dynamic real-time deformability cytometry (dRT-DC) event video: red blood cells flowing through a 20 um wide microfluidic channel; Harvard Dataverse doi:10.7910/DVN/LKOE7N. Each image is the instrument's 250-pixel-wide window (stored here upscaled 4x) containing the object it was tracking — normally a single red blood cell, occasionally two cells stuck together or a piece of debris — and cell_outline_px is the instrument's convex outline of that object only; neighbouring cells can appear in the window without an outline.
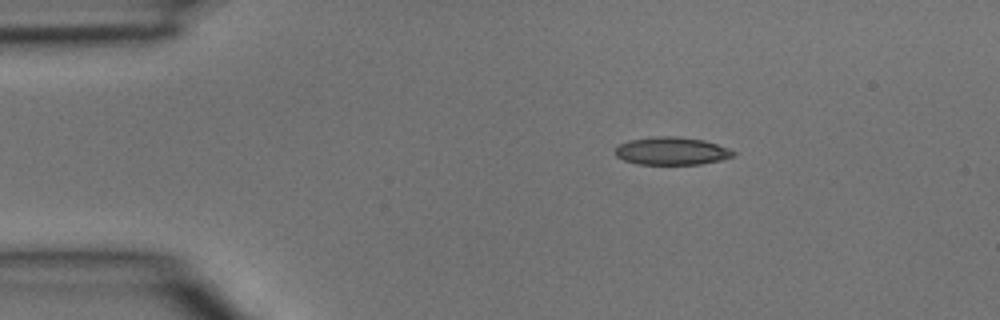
{"species": "common noctule bat (a hibernating species)", "species_latin": "Nyctalus noctula", "temperature_condition": "room temperature", "stored_images_in_passage": 2, "camera_frame_rate_fps": 3000, "um_per_image_px": 0.085, "animal": {"sex": "male", "body_mass_g": 15.6}, "frame": {"image": 1, "passage_image": 1, "time_ms": 0.0, "image_size_px": [1000, 320], "cell_outline_px": [[736, 156], [720, 160], [700, 164], [636, 164], [624, 160], [616, 156], [616, 148], [620, 144], [628, 140], [656, 136], [680, 136], [704, 140], [728, 148], [736, 152]], "centroid_in_image_um": [57.11, 12.83], "position_along_channel_um": 27.9, "area_um2": 19.19}}
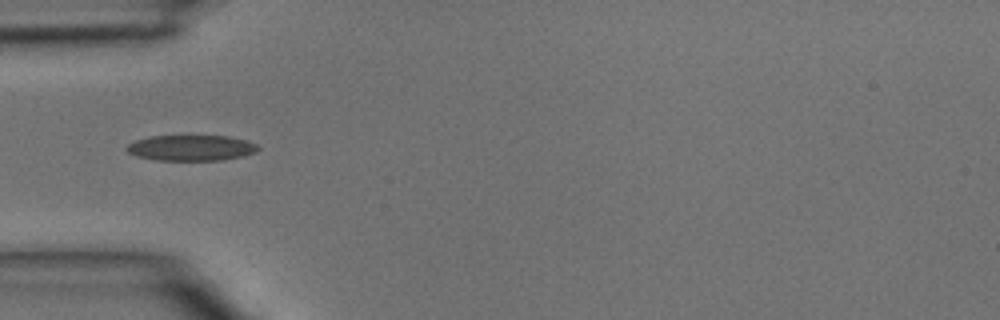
{"frame": {"image": 2, "passage_image": 2, "time_ms": 0.333, "image_size_px": [1000, 320], "cell_outline_px": [[260, 148], [256, 152], [244, 156], [224, 160], [156, 160], [136, 156], [128, 152], [124, 148], [128, 144], [136, 140], [152, 136], [228, 136], [248, 140], [256, 144]], "centroid_in_image_um": [16.27, 12.57], "position_along_channel_um": 68.7, "area_um2": 19.77}}